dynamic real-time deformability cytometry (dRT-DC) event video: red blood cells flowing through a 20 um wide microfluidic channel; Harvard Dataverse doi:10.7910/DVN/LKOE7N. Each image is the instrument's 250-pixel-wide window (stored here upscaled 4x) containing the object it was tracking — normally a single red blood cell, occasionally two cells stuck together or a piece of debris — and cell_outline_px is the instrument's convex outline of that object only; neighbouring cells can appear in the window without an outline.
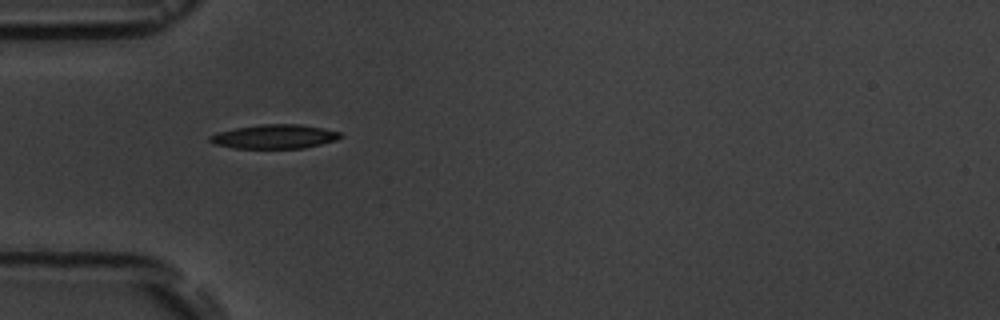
{"species": "common noctule bat (a hibernating species)", "species_latin": "Nyctalus noctula", "temperature_condition": "room temperature", "stored_images_in_passage": 5, "camera_frame_rate_fps": 3000, "um_per_image_px": 0.085, "animal": {"sex": "male", "body_mass_g": 19.5, "forearm_length_mm": 54.6}, "frame": {"image": 1, "passage_image": 1, "time_ms": 0.0, "image_size_px": [1000, 320], "cell_outline_px": [[344, 136], [336, 140], [304, 148], [232, 148], [212, 144], [208, 140], [208, 136], [216, 132], [236, 128], [260, 124], [300, 124], [324, 128], [340, 132]], "centroid_in_image_um": [23.3, 11.61], "position_along_channel_um": 61.7, "area_um2": 18.5}}
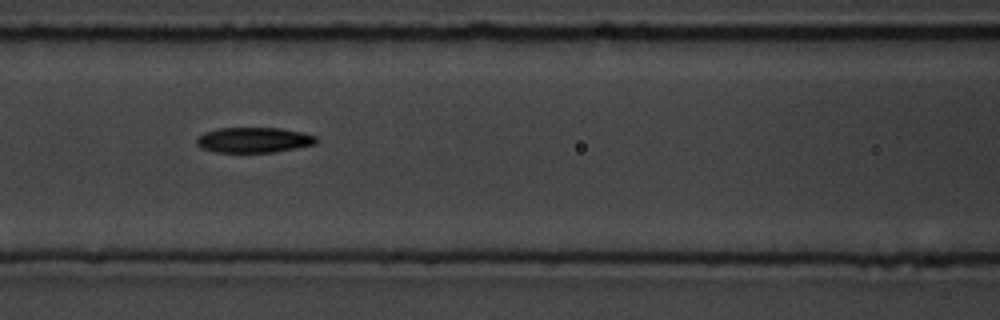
{"frame": {"image": 2, "passage_image": 3, "time_ms": 2.333, "image_size_px": [1000, 320], "cell_outline_px": [[316, 144], [296, 148], [272, 152], [216, 152], [200, 148], [196, 144], [196, 136], [204, 132], [220, 128], [280, 128], [300, 132], [316, 136]], "centroid_in_image_um": [21.52, 11.9], "position_along_channel_um": 145.1, "area_um2": 17.63}}
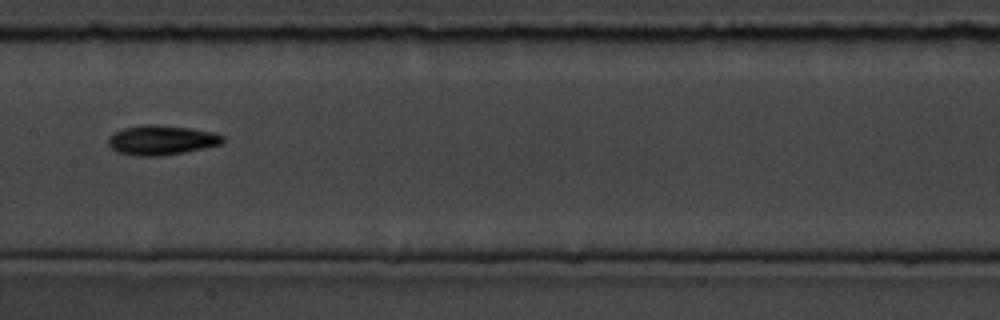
{"frame": {"image": 3, "passage_image": 4, "time_ms": 3.667, "image_size_px": [1000, 320], "cell_outline_px": [[224, 140], [220, 144], [204, 148], [184, 152], [160, 156], [136, 156], [116, 152], [108, 144], [108, 136], [112, 132], [124, 128], [140, 124], [156, 124], [192, 128], [212, 132], [224, 136]], "centroid_in_image_um": [13.68, 11.9], "position_along_channel_um": 193.7, "area_um2": 20.0}}